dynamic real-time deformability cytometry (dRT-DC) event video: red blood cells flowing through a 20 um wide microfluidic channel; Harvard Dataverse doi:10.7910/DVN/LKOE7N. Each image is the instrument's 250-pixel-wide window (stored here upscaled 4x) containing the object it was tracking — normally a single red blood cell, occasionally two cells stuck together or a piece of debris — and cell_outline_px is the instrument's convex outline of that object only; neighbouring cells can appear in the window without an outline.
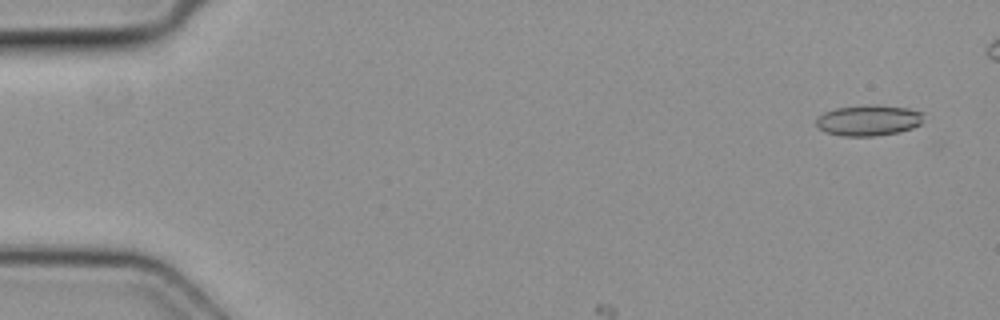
{"species": "common noctule bat (a hibernating species)", "species_latin": "Nyctalus noctula", "temperature_condition": "cold", "stored_images_in_passage": 4, "camera_frame_rate_fps": 3000, "um_per_image_px": 0.085, "animal": {"sex": "female", "body_mass_g": 19.3, "forearm_length_mm": 54.1}, "frame": {"image": 1, "passage_image": 1, "time_ms": 0.0, "image_size_px": [1000, 320], "cell_outline_px": [[924, 112], [920, 124], [912, 128], [900, 132], [872, 136], [844, 136], [824, 132], [816, 124], [816, 116], [824, 112], [836, 108], [868, 104], [876, 104], [908, 108]], "centroid_in_image_um": [73.82, 10.22], "position_along_channel_um": 11.2, "area_um2": 19.48}}